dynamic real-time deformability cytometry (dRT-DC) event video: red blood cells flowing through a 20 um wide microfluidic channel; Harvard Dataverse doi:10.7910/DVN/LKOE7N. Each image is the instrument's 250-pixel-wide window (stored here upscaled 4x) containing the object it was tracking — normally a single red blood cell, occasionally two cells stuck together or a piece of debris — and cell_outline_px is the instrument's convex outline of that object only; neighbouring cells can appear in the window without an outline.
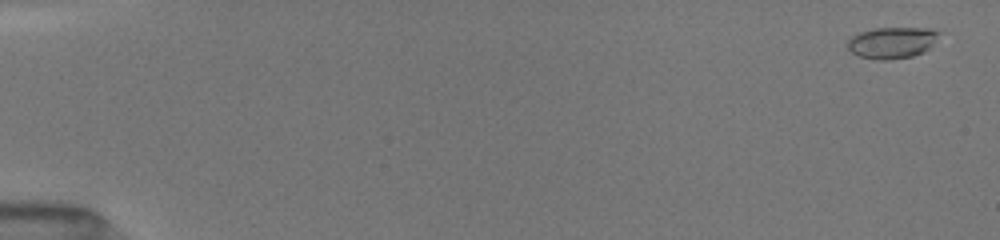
{"species": "common noctule bat (a hibernating species)", "species_latin": "Nyctalus noctula", "temperature_condition": "room temperature", "stored_images_in_passage": 8, "camera_frame_rate_fps": 3000, "um_per_image_px": 0.085, "animal": {"sex": "female", "body_mass_g": 19.5, "forearm_length_mm": 54.1}, "frame": {"image": 1, "passage_image": 2, "time_ms": 0.333, "image_size_px": [1000, 240], "cell_outline_px": [[940, 32], [928, 48], [924, 52], [912, 56], [888, 60], [876, 60], [860, 56], [852, 52], [848, 48], [848, 40], [852, 36], [860, 32], [872, 28], [928, 28]], "centroid_in_image_um": [75.79, 3.62], "position_along_channel_um": 9.2, "area_um2": 16.53}}
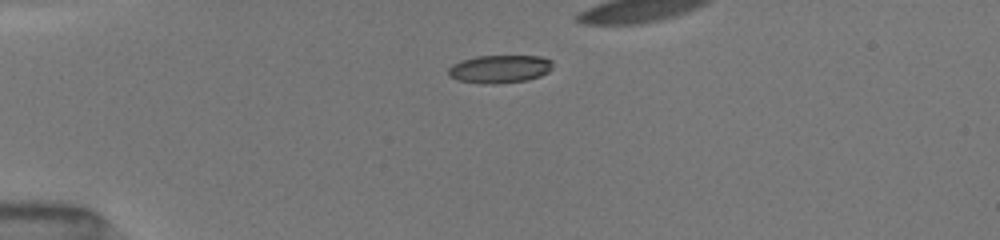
{"frame": {"image": 2, "passage_image": 6, "time_ms": 4.333, "image_size_px": [1000, 240], "cell_outline_px": [[552, 68], [548, 72], [540, 76], [528, 80], [496, 84], [480, 84], [456, 80], [448, 76], [448, 68], [452, 64], [460, 60], [476, 56], [540, 56], [552, 60]], "centroid_in_image_um": [42.44, 5.87], "position_along_channel_um": 42.6, "area_um2": 17.34}}